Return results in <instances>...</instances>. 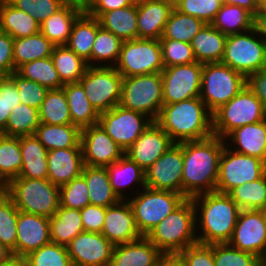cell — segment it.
Wrapping results in <instances>:
<instances>
[{"instance_id": "1", "label": "cell", "mask_w": 266, "mask_h": 266, "mask_svg": "<svg viewBox=\"0 0 266 266\" xmlns=\"http://www.w3.org/2000/svg\"><path fill=\"white\" fill-rule=\"evenodd\" d=\"M226 141L216 135L183 142L182 195L214 192L219 174V160Z\"/></svg>"}, {"instance_id": "2", "label": "cell", "mask_w": 266, "mask_h": 266, "mask_svg": "<svg viewBox=\"0 0 266 266\" xmlns=\"http://www.w3.org/2000/svg\"><path fill=\"white\" fill-rule=\"evenodd\" d=\"M191 199L195 208L196 232L198 226L203 231L202 235H196L198 243H228L241 211L238 205L227 193L216 191L199 194Z\"/></svg>"}, {"instance_id": "3", "label": "cell", "mask_w": 266, "mask_h": 266, "mask_svg": "<svg viewBox=\"0 0 266 266\" xmlns=\"http://www.w3.org/2000/svg\"><path fill=\"white\" fill-rule=\"evenodd\" d=\"M155 122L174 143L201 140L213 135V114L200 97L163 105Z\"/></svg>"}, {"instance_id": "4", "label": "cell", "mask_w": 266, "mask_h": 266, "mask_svg": "<svg viewBox=\"0 0 266 266\" xmlns=\"http://www.w3.org/2000/svg\"><path fill=\"white\" fill-rule=\"evenodd\" d=\"M195 208L186 198L146 236L164 255H177L198 243Z\"/></svg>"}, {"instance_id": "5", "label": "cell", "mask_w": 266, "mask_h": 266, "mask_svg": "<svg viewBox=\"0 0 266 266\" xmlns=\"http://www.w3.org/2000/svg\"><path fill=\"white\" fill-rule=\"evenodd\" d=\"M7 195L19 211L54 216L60 206V187L49 179L16 177L8 183Z\"/></svg>"}, {"instance_id": "6", "label": "cell", "mask_w": 266, "mask_h": 266, "mask_svg": "<svg viewBox=\"0 0 266 266\" xmlns=\"http://www.w3.org/2000/svg\"><path fill=\"white\" fill-rule=\"evenodd\" d=\"M246 85V77L222 62L205 63L202 69L200 99L213 114Z\"/></svg>"}, {"instance_id": "7", "label": "cell", "mask_w": 266, "mask_h": 266, "mask_svg": "<svg viewBox=\"0 0 266 266\" xmlns=\"http://www.w3.org/2000/svg\"><path fill=\"white\" fill-rule=\"evenodd\" d=\"M266 119L263 103L247 85L213 113V135L224 139L235 128Z\"/></svg>"}, {"instance_id": "8", "label": "cell", "mask_w": 266, "mask_h": 266, "mask_svg": "<svg viewBox=\"0 0 266 266\" xmlns=\"http://www.w3.org/2000/svg\"><path fill=\"white\" fill-rule=\"evenodd\" d=\"M162 88L161 72L123 77L119 105L156 121L164 105Z\"/></svg>"}, {"instance_id": "9", "label": "cell", "mask_w": 266, "mask_h": 266, "mask_svg": "<svg viewBox=\"0 0 266 266\" xmlns=\"http://www.w3.org/2000/svg\"><path fill=\"white\" fill-rule=\"evenodd\" d=\"M143 192V193H142ZM136 191L133 199H127L130 203L136 226L142 236L149 232L167 217L186 198L182 194L172 191L157 190L143 187V191Z\"/></svg>"}, {"instance_id": "10", "label": "cell", "mask_w": 266, "mask_h": 266, "mask_svg": "<svg viewBox=\"0 0 266 266\" xmlns=\"http://www.w3.org/2000/svg\"><path fill=\"white\" fill-rule=\"evenodd\" d=\"M221 62L245 77L266 68V43L257 28L228 35Z\"/></svg>"}, {"instance_id": "11", "label": "cell", "mask_w": 266, "mask_h": 266, "mask_svg": "<svg viewBox=\"0 0 266 266\" xmlns=\"http://www.w3.org/2000/svg\"><path fill=\"white\" fill-rule=\"evenodd\" d=\"M114 68L123 77L161 72L164 64L160 40L137 38L123 41L120 56Z\"/></svg>"}, {"instance_id": "12", "label": "cell", "mask_w": 266, "mask_h": 266, "mask_svg": "<svg viewBox=\"0 0 266 266\" xmlns=\"http://www.w3.org/2000/svg\"><path fill=\"white\" fill-rule=\"evenodd\" d=\"M79 82L99 114L120 103L123 76L114 67L88 66Z\"/></svg>"}, {"instance_id": "13", "label": "cell", "mask_w": 266, "mask_h": 266, "mask_svg": "<svg viewBox=\"0 0 266 266\" xmlns=\"http://www.w3.org/2000/svg\"><path fill=\"white\" fill-rule=\"evenodd\" d=\"M227 146L226 142L220 156L215 191L228 194L234 187L260 179L265 172L263 160L235 152Z\"/></svg>"}, {"instance_id": "14", "label": "cell", "mask_w": 266, "mask_h": 266, "mask_svg": "<svg viewBox=\"0 0 266 266\" xmlns=\"http://www.w3.org/2000/svg\"><path fill=\"white\" fill-rule=\"evenodd\" d=\"M147 115L117 105L99 114L98 123L124 152L152 124Z\"/></svg>"}, {"instance_id": "15", "label": "cell", "mask_w": 266, "mask_h": 266, "mask_svg": "<svg viewBox=\"0 0 266 266\" xmlns=\"http://www.w3.org/2000/svg\"><path fill=\"white\" fill-rule=\"evenodd\" d=\"M202 69L199 62L164 67L161 71L164 105L200 97Z\"/></svg>"}, {"instance_id": "16", "label": "cell", "mask_w": 266, "mask_h": 266, "mask_svg": "<svg viewBox=\"0 0 266 266\" xmlns=\"http://www.w3.org/2000/svg\"><path fill=\"white\" fill-rule=\"evenodd\" d=\"M232 247L266 258V210H241L231 240Z\"/></svg>"}, {"instance_id": "17", "label": "cell", "mask_w": 266, "mask_h": 266, "mask_svg": "<svg viewBox=\"0 0 266 266\" xmlns=\"http://www.w3.org/2000/svg\"><path fill=\"white\" fill-rule=\"evenodd\" d=\"M183 142L174 143L145 171L146 187L182 194Z\"/></svg>"}, {"instance_id": "18", "label": "cell", "mask_w": 266, "mask_h": 266, "mask_svg": "<svg viewBox=\"0 0 266 266\" xmlns=\"http://www.w3.org/2000/svg\"><path fill=\"white\" fill-rule=\"evenodd\" d=\"M80 144L84 164L88 166L106 167L125 154L99 123L81 130Z\"/></svg>"}, {"instance_id": "19", "label": "cell", "mask_w": 266, "mask_h": 266, "mask_svg": "<svg viewBox=\"0 0 266 266\" xmlns=\"http://www.w3.org/2000/svg\"><path fill=\"white\" fill-rule=\"evenodd\" d=\"M113 248L101 233L85 231L67 245L72 266H109Z\"/></svg>"}, {"instance_id": "20", "label": "cell", "mask_w": 266, "mask_h": 266, "mask_svg": "<svg viewBox=\"0 0 266 266\" xmlns=\"http://www.w3.org/2000/svg\"><path fill=\"white\" fill-rule=\"evenodd\" d=\"M173 144L170 136L153 121L125 152V155L146 171Z\"/></svg>"}, {"instance_id": "21", "label": "cell", "mask_w": 266, "mask_h": 266, "mask_svg": "<svg viewBox=\"0 0 266 266\" xmlns=\"http://www.w3.org/2000/svg\"><path fill=\"white\" fill-rule=\"evenodd\" d=\"M51 243L50 218L19 211L17 221L16 258Z\"/></svg>"}, {"instance_id": "22", "label": "cell", "mask_w": 266, "mask_h": 266, "mask_svg": "<svg viewBox=\"0 0 266 266\" xmlns=\"http://www.w3.org/2000/svg\"><path fill=\"white\" fill-rule=\"evenodd\" d=\"M101 234L113 245L128 243L142 237L128 200H120L117 204L106 208Z\"/></svg>"}, {"instance_id": "23", "label": "cell", "mask_w": 266, "mask_h": 266, "mask_svg": "<svg viewBox=\"0 0 266 266\" xmlns=\"http://www.w3.org/2000/svg\"><path fill=\"white\" fill-rule=\"evenodd\" d=\"M165 255L146 237L114 245L109 266H158Z\"/></svg>"}, {"instance_id": "24", "label": "cell", "mask_w": 266, "mask_h": 266, "mask_svg": "<svg viewBox=\"0 0 266 266\" xmlns=\"http://www.w3.org/2000/svg\"><path fill=\"white\" fill-rule=\"evenodd\" d=\"M48 177L61 187L82 174L85 166L82 148H67L48 151Z\"/></svg>"}, {"instance_id": "25", "label": "cell", "mask_w": 266, "mask_h": 266, "mask_svg": "<svg viewBox=\"0 0 266 266\" xmlns=\"http://www.w3.org/2000/svg\"><path fill=\"white\" fill-rule=\"evenodd\" d=\"M173 7L165 0L137 4L138 38L160 40Z\"/></svg>"}, {"instance_id": "26", "label": "cell", "mask_w": 266, "mask_h": 266, "mask_svg": "<svg viewBox=\"0 0 266 266\" xmlns=\"http://www.w3.org/2000/svg\"><path fill=\"white\" fill-rule=\"evenodd\" d=\"M231 140L236 145L231 150L248 156H255L261 160H266V119L235 128L225 138ZM238 146V147H237Z\"/></svg>"}, {"instance_id": "27", "label": "cell", "mask_w": 266, "mask_h": 266, "mask_svg": "<svg viewBox=\"0 0 266 266\" xmlns=\"http://www.w3.org/2000/svg\"><path fill=\"white\" fill-rule=\"evenodd\" d=\"M19 142L23 159L19 177L47 179L48 150L34 134L19 137Z\"/></svg>"}, {"instance_id": "28", "label": "cell", "mask_w": 266, "mask_h": 266, "mask_svg": "<svg viewBox=\"0 0 266 266\" xmlns=\"http://www.w3.org/2000/svg\"><path fill=\"white\" fill-rule=\"evenodd\" d=\"M227 35L211 24H206L192 39L191 46L197 62H221L225 53Z\"/></svg>"}, {"instance_id": "29", "label": "cell", "mask_w": 266, "mask_h": 266, "mask_svg": "<svg viewBox=\"0 0 266 266\" xmlns=\"http://www.w3.org/2000/svg\"><path fill=\"white\" fill-rule=\"evenodd\" d=\"M71 115V123L80 130L98 124L99 113L88 101L80 82L67 83L63 87Z\"/></svg>"}, {"instance_id": "30", "label": "cell", "mask_w": 266, "mask_h": 266, "mask_svg": "<svg viewBox=\"0 0 266 266\" xmlns=\"http://www.w3.org/2000/svg\"><path fill=\"white\" fill-rule=\"evenodd\" d=\"M0 31L13 39L24 38L40 32V24L7 0H0Z\"/></svg>"}, {"instance_id": "31", "label": "cell", "mask_w": 266, "mask_h": 266, "mask_svg": "<svg viewBox=\"0 0 266 266\" xmlns=\"http://www.w3.org/2000/svg\"><path fill=\"white\" fill-rule=\"evenodd\" d=\"M98 31V18L82 13L74 22L65 46L91 66V52Z\"/></svg>"}, {"instance_id": "32", "label": "cell", "mask_w": 266, "mask_h": 266, "mask_svg": "<svg viewBox=\"0 0 266 266\" xmlns=\"http://www.w3.org/2000/svg\"><path fill=\"white\" fill-rule=\"evenodd\" d=\"M81 175L88 187L90 205L109 207L120 201L112 190L106 167L85 165Z\"/></svg>"}, {"instance_id": "33", "label": "cell", "mask_w": 266, "mask_h": 266, "mask_svg": "<svg viewBox=\"0 0 266 266\" xmlns=\"http://www.w3.org/2000/svg\"><path fill=\"white\" fill-rule=\"evenodd\" d=\"M81 130L73 124L52 125L41 123L35 131V136L48 150L81 148Z\"/></svg>"}, {"instance_id": "34", "label": "cell", "mask_w": 266, "mask_h": 266, "mask_svg": "<svg viewBox=\"0 0 266 266\" xmlns=\"http://www.w3.org/2000/svg\"><path fill=\"white\" fill-rule=\"evenodd\" d=\"M106 169L112 190L120 200H127L128 198L123 193L122 188L131 187V184H135V182L136 184L140 183L141 186L143 185L142 188L146 186L145 171L125 154L118 161L106 166Z\"/></svg>"}, {"instance_id": "35", "label": "cell", "mask_w": 266, "mask_h": 266, "mask_svg": "<svg viewBox=\"0 0 266 266\" xmlns=\"http://www.w3.org/2000/svg\"><path fill=\"white\" fill-rule=\"evenodd\" d=\"M98 20L104 29L112 32L122 41L138 38L137 5L135 4L104 12Z\"/></svg>"}, {"instance_id": "36", "label": "cell", "mask_w": 266, "mask_h": 266, "mask_svg": "<svg viewBox=\"0 0 266 266\" xmlns=\"http://www.w3.org/2000/svg\"><path fill=\"white\" fill-rule=\"evenodd\" d=\"M81 232H84V227L80 210L59 206L50 218L51 242L67 246Z\"/></svg>"}, {"instance_id": "37", "label": "cell", "mask_w": 266, "mask_h": 266, "mask_svg": "<svg viewBox=\"0 0 266 266\" xmlns=\"http://www.w3.org/2000/svg\"><path fill=\"white\" fill-rule=\"evenodd\" d=\"M255 22L256 17L248 10L223 3L210 24L228 36L252 30Z\"/></svg>"}, {"instance_id": "38", "label": "cell", "mask_w": 266, "mask_h": 266, "mask_svg": "<svg viewBox=\"0 0 266 266\" xmlns=\"http://www.w3.org/2000/svg\"><path fill=\"white\" fill-rule=\"evenodd\" d=\"M81 11L63 6L40 24V32L55 46L65 45L71 30Z\"/></svg>"}, {"instance_id": "39", "label": "cell", "mask_w": 266, "mask_h": 266, "mask_svg": "<svg viewBox=\"0 0 266 266\" xmlns=\"http://www.w3.org/2000/svg\"><path fill=\"white\" fill-rule=\"evenodd\" d=\"M54 46L41 32L13 39L14 71L25 63L51 57Z\"/></svg>"}, {"instance_id": "40", "label": "cell", "mask_w": 266, "mask_h": 266, "mask_svg": "<svg viewBox=\"0 0 266 266\" xmlns=\"http://www.w3.org/2000/svg\"><path fill=\"white\" fill-rule=\"evenodd\" d=\"M51 59L64 84L79 82L88 67L87 62L82 57L65 45L54 46Z\"/></svg>"}, {"instance_id": "41", "label": "cell", "mask_w": 266, "mask_h": 266, "mask_svg": "<svg viewBox=\"0 0 266 266\" xmlns=\"http://www.w3.org/2000/svg\"><path fill=\"white\" fill-rule=\"evenodd\" d=\"M205 25L206 23L203 20L183 14L173 8L160 39H173L191 43L195 35Z\"/></svg>"}, {"instance_id": "42", "label": "cell", "mask_w": 266, "mask_h": 266, "mask_svg": "<svg viewBox=\"0 0 266 266\" xmlns=\"http://www.w3.org/2000/svg\"><path fill=\"white\" fill-rule=\"evenodd\" d=\"M39 115L41 123L44 124H72L68 101L63 88L47 91L39 108Z\"/></svg>"}, {"instance_id": "43", "label": "cell", "mask_w": 266, "mask_h": 266, "mask_svg": "<svg viewBox=\"0 0 266 266\" xmlns=\"http://www.w3.org/2000/svg\"><path fill=\"white\" fill-rule=\"evenodd\" d=\"M122 43L123 41L120 38L115 36L112 32L104 29L100 25V22L98 20V31H97L94 44L92 46V52H91V66L114 67V64L116 65L118 62ZM102 62L103 63L111 62V63L102 65Z\"/></svg>"}, {"instance_id": "44", "label": "cell", "mask_w": 266, "mask_h": 266, "mask_svg": "<svg viewBox=\"0 0 266 266\" xmlns=\"http://www.w3.org/2000/svg\"><path fill=\"white\" fill-rule=\"evenodd\" d=\"M16 72L22 77L46 87L48 90L60 89L65 85L61 81L51 57L25 63Z\"/></svg>"}, {"instance_id": "45", "label": "cell", "mask_w": 266, "mask_h": 266, "mask_svg": "<svg viewBox=\"0 0 266 266\" xmlns=\"http://www.w3.org/2000/svg\"><path fill=\"white\" fill-rule=\"evenodd\" d=\"M228 195L241 210H266V176L234 187Z\"/></svg>"}, {"instance_id": "46", "label": "cell", "mask_w": 266, "mask_h": 266, "mask_svg": "<svg viewBox=\"0 0 266 266\" xmlns=\"http://www.w3.org/2000/svg\"><path fill=\"white\" fill-rule=\"evenodd\" d=\"M40 124L39 110L21 103L11 111L4 135L14 137L33 135Z\"/></svg>"}, {"instance_id": "47", "label": "cell", "mask_w": 266, "mask_h": 266, "mask_svg": "<svg viewBox=\"0 0 266 266\" xmlns=\"http://www.w3.org/2000/svg\"><path fill=\"white\" fill-rule=\"evenodd\" d=\"M22 162L19 137L0 134V173L8 182L19 177Z\"/></svg>"}, {"instance_id": "48", "label": "cell", "mask_w": 266, "mask_h": 266, "mask_svg": "<svg viewBox=\"0 0 266 266\" xmlns=\"http://www.w3.org/2000/svg\"><path fill=\"white\" fill-rule=\"evenodd\" d=\"M19 210L6 194L0 199V241L16 258L17 221Z\"/></svg>"}, {"instance_id": "49", "label": "cell", "mask_w": 266, "mask_h": 266, "mask_svg": "<svg viewBox=\"0 0 266 266\" xmlns=\"http://www.w3.org/2000/svg\"><path fill=\"white\" fill-rule=\"evenodd\" d=\"M26 266H72L67 246L49 243L25 256Z\"/></svg>"}, {"instance_id": "50", "label": "cell", "mask_w": 266, "mask_h": 266, "mask_svg": "<svg viewBox=\"0 0 266 266\" xmlns=\"http://www.w3.org/2000/svg\"><path fill=\"white\" fill-rule=\"evenodd\" d=\"M215 266H263V260L254 254L238 250L229 243L213 244Z\"/></svg>"}, {"instance_id": "51", "label": "cell", "mask_w": 266, "mask_h": 266, "mask_svg": "<svg viewBox=\"0 0 266 266\" xmlns=\"http://www.w3.org/2000/svg\"><path fill=\"white\" fill-rule=\"evenodd\" d=\"M60 206L81 210L90 205L88 187L85 178L80 175L60 187Z\"/></svg>"}, {"instance_id": "52", "label": "cell", "mask_w": 266, "mask_h": 266, "mask_svg": "<svg viewBox=\"0 0 266 266\" xmlns=\"http://www.w3.org/2000/svg\"><path fill=\"white\" fill-rule=\"evenodd\" d=\"M164 67L197 62L190 43L160 39Z\"/></svg>"}, {"instance_id": "53", "label": "cell", "mask_w": 266, "mask_h": 266, "mask_svg": "<svg viewBox=\"0 0 266 266\" xmlns=\"http://www.w3.org/2000/svg\"><path fill=\"white\" fill-rule=\"evenodd\" d=\"M8 76L14 81L18 89L21 103L39 110L48 89L34 81L22 77L16 71Z\"/></svg>"}, {"instance_id": "54", "label": "cell", "mask_w": 266, "mask_h": 266, "mask_svg": "<svg viewBox=\"0 0 266 266\" xmlns=\"http://www.w3.org/2000/svg\"><path fill=\"white\" fill-rule=\"evenodd\" d=\"M21 104L14 81L9 76L0 77V134H4L11 111Z\"/></svg>"}, {"instance_id": "55", "label": "cell", "mask_w": 266, "mask_h": 266, "mask_svg": "<svg viewBox=\"0 0 266 266\" xmlns=\"http://www.w3.org/2000/svg\"><path fill=\"white\" fill-rule=\"evenodd\" d=\"M15 8L31 15L39 24L60 10L59 0H7Z\"/></svg>"}, {"instance_id": "56", "label": "cell", "mask_w": 266, "mask_h": 266, "mask_svg": "<svg viewBox=\"0 0 266 266\" xmlns=\"http://www.w3.org/2000/svg\"><path fill=\"white\" fill-rule=\"evenodd\" d=\"M223 5V0H183L176 9L210 24Z\"/></svg>"}, {"instance_id": "57", "label": "cell", "mask_w": 266, "mask_h": 266, "mask_svg": "<svg viewBox=\"0 0 266 266\" xmlns=\"http://www.w3.org/2000/svg\"><path fill=\"white\" fill-rule=\"evenodd\" d=\"M177 256L186 266H215L213 256V244L195 243Z\"/></svg>"}, {"instance_id": "58", "label": "cell", "mask_w": 266, "mask_h": 266, "mask_svg": "<svg viewBox=\"0 0 266 266\" xmlns=\"http://www.w3.org/2000/svg\"><path fill=\"white\" fill-rule=\"evenodd\" d=\"M106 208L97 205H87L80 210L85 232L101 233L106 216Z\"/></svg>"}, {"instance_id": "59", "label": "cell", "mask_w": 266, "mask_h": 266, "mask_svg": "<svg viewBox=\"0 0 266 266\" xmlns=\"http://www.w3.org/2000/svg\"><path fill=\"white\" fill-rule=\"evenodd\" d=\"M14 72L13 38L0 31V77Z\"/></svg>"}, {"instance_id": "60", "label": "cell", "mask_w": 266, "mask_h": 266, "mask_svg": "<svg viewBox=\"0 0 266 266\" xmlns=\"http://www.w3.org/2000/svg\"><path fill=\"white\" fill-rule=\"evenodd\" d=\"M246 85L263 103L266 112V68L249 74L246 77Z\"/></svg>"}, {"instance_id": "61", "label": "cell", "mask_w": 266, "mask_h": 266, "mask_svg": "<svg viewBox=\"0 0 266 266\" xmlns=\"http://www.w3.org/2000/svg\"><path fill=\"white\" fill-rule=\"evenodd\" d=\"M129 0H93L86 12L88 15L99 18L104 12L130 6Z\"/></svg>"}, {"instance_id": "62", "label": "cell", "mask_w": 266, "mask_h": 266, "mask_svg": "<svg viewBox=\"0 0 266 266\" xmlns=\"http://www.w3.org/2000/svg\"><path fill=\"white\" fill-rule=\"evenodd\" d=\"M223 3L235 5L251 12L255 17L259 9V0H223Z\"/></svg>"}, {"instance_id": "63", "label": "cell", "mask_w": 266, "mask_h": 266, "mask_svg": "<svg viewBox=\"0 0 266 266\" xmlns=\"http://www.w3.org/2000/svg\"><path fill=\"white\" fill-rule=\"evenodd\" d=\"M63 6L75 8L82 13H86L90 8L93 0H59Z\"/></svg>"}, {"instance_id": "64", "label": "cell", "mask_w": 266, "mask_h": 266, "mask_svg": "<svg viewBox=\"0 0 266 266\" xmlns=\"http://www.w3.org/2000/svg\"><path fill=\"white\" fill-rule=\"evenodd\" d=\"M14 258L12 250L0 241V266L8 264Z\"/></svg>"}, {"instance_id": "65", "label": "cell", "mask_w": 266, "mask_h": 266, "mask_svg": "<svg viewBox=\"0 0 266 266\" xmlns=\"http://www.w3.org/2000/svg\"><path fill=\"white\" fill-rule=\"evenodd\" d=\"M255 27L259 31L262 40L266 43V15H257Z\"/></svg>"}, {"instance_id": "66", "label": "cell", "mask_w": 266, "mask_h": 266, "mask_svg": "<svg viewBox=\"0 0 266 266\" xmlns=\"http://www.w3.org/2000/svg\"><path fill=\"white\" fill-rule=\"evenodd\" d=\"M168 266H186L177 255H168Z\"/></svg>"}, {"instance_id": "67", "label": "cell", "mask_w": 266, "mask_h": 266, "mask_svg": "<svg viewBox=\"0 0 266 266\" xmlns=\"http://www.w3.org/2000/svg\"><path fill=\"white\" fill-rule=\"evenodd\" d=\"M8 181L0 173V193H8Z\"/></svg>"}, {"instance_id": "68", "label": "cell", "mask_w": 266, "mask_h": 266, "mask_svg": "<svg viewBox=\"0 0 266 266\" xmlns=\"http://www.w3.org/2000/svg\"><path fill=\"white\" fill-rule=\"evenodd\" d=\"M2 266H26V263L24 259L14 258L11 262Z\"/></svg>"}, {"instance_id": "69", "label": "cell", "mask_w": 266, "mask_h": 266, "mask_svg": "<svg viewBox=\"0 0 266 266\" xmlns=\"http://www.w3.org/2000/svg\"><path fill=\"white\" fill-rule=\"evenodd\" d=\"M257 15H266V0H259V9Z\"/></svg>"}, {"instance_id": "70", "label": "cell", "mask_w": 266, "mask_h": 266, "mask_svg": "<svg viewBox=\"0 0 266 266\" xmlns=\"http://www.w3.org/2000/svg\"><path fill=\"white\" fill-rule=\"evenodd\" d=\"M167 1L173 8H176L183 0H165Z\"/></svg>"}, {"instance_id": "71", "label": "cell", "mask_w": 266, "mask_h": 266, "mask_svg": "<svg viewBox=\"0 0 266 266\" xmlns=\"http://www.w3.org/2000/svg\"><path fill=\"white\" fill-rule=\"evenodd\" d=\"M158 266H168V255H165L162 258V261H161V263Z\"/></svg>"}, {"instance_id": "72", "label": "cell", "mask_w": 266, "mask_h": 266, "mask_svg": "<svg viewBox=\"0 0 266 266\" xmlns=\"http://www.w3.org/2000/svg\"><path fill=\"white\" fill-rule=\"evenodd\" d=\"M129 1H130L131 4L137 5V4H140V3H142V2H144L146 0H129Z\"/></svg>"}, {"instance_id": "73", "label": "cell", "mask_w": 266, "mask_h": 266, "mask_svg": "<svg viewBox=\"0 0 266 266\" xmlns=\"http://www.w3.org/2000/svg\"><path fill=\"white\" fill-rule=\"evenodd\" d=\"M264 172H265V176H266V160L264 161Z\"/></svg>"}, {"instance_id": "74", "label": "cell", "mask_w": 266, "mask_h": 266, "mask_svg": "<svg viewBox=\"0 0 266 266\" xmlns=\"http://www.w3.org/2000/svg\"><path fill=\"white\" fill-rule=\"evenodd\" d=\"M7 193H0V199L4 196V195H6Z\"/></svg>"}, {"instance_id": "75", "label": "cell", "mask_w": 266, "mask_h": 266, "mask_svg": "<svg viewBox=\"0 0 266 266\" xmlns=\"http://www.w3.org/2000/svg\"><path fill=\"white\" fill-rule=\"evenodd\" d=\"M263 266H266V258L263 260Z\"/></svg>"}]
</instances>
